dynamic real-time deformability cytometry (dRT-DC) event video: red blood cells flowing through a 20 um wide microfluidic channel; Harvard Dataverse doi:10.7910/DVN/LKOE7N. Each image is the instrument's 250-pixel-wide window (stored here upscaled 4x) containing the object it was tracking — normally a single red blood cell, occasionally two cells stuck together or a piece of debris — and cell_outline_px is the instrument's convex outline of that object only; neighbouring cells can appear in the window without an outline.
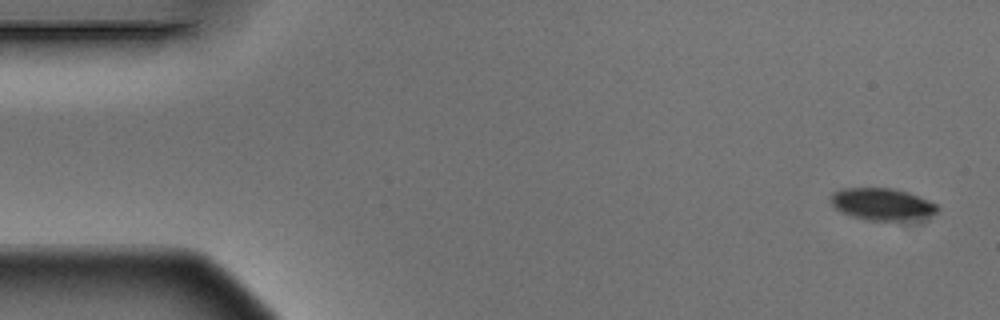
{"species": "Egyptian fruit bat (a non-hibernating species)", "species_latin": "Rousettus aegyptiacus", "temperature_condition": "warm", "stored_images_in_passage": 5, "camera_frame_rate_fps": 3000, "um_per_image_px": 0.085, "animal": {"sex": "male"}, "frame": {"image": 1, "passage_image": 1, "time_ms": 0.0, "image_size_px": [1000, 320], "cell_outline_px": [[940, 208], [936, 212], [928, 216], [896, 220], [872, 220], [852, 216], [836, 208], [832, 204], [832, 192], [840, 188], [892, 188], [908, 192], [928, 200], [936, 204]], "centroid_in_image_um": [74.97, 17.32], "position_along_channel_um": 10.0, "area_um2": 19.42}}
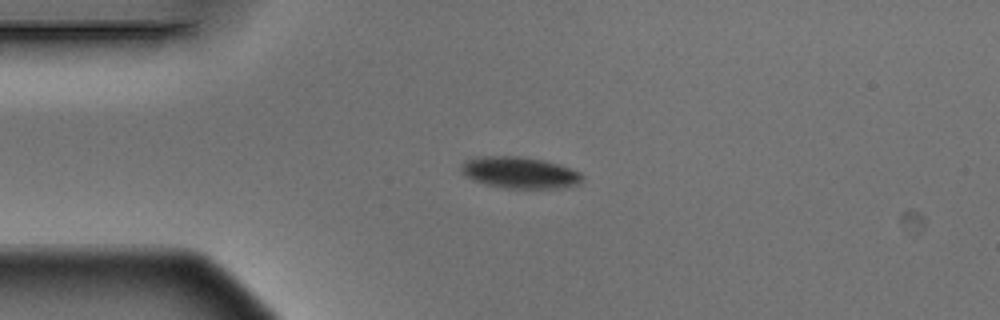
{"frame": {"image": 2, "passage_image": 4, "time_ms": 1.0, "image_size_px": [1000, 320], "cell_outline_px": [[584, 176], [580, 184], [560, 188], [504, 188], [484, 184], [472, 180], [464, 176], [460, 168], [460, 164], [468, 160], [484, 156], [520, 156], [544, 160], [560, 164], [580, 172]], "centroid_in_image_um": [44.19, 14.68], "position_along_channel_um": 40.8, "area_um2": 22.43}}
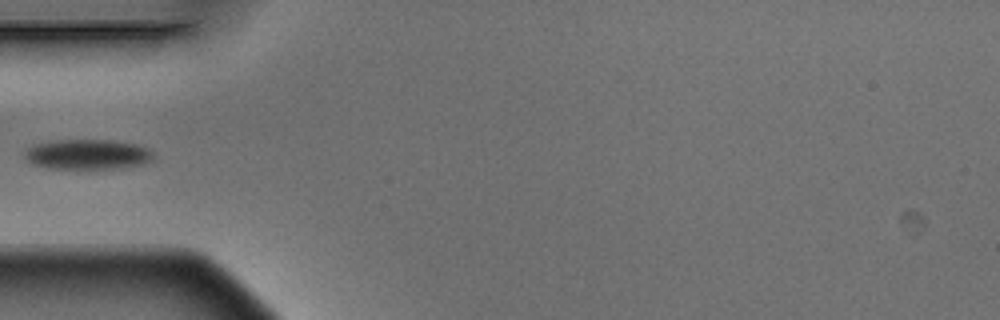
{"frame": {"image": 3, "passage_image": 5, "time_ms": 1.333, "image_size_px": [1000, 320], "cell_outline_px": [[156, 160], [144, 164], [124, 168], [88, 172], [48, 168], [32, 164], [24, 156], [24, 152], [28, 148], [36, 144], [56, 140], [108, 140], [136, 144], [148, 148], [156, 156]], "centroid_in_image_um": [7.5, 13.18], "position_along_channel_um": 77.5, "area_um2": 23.76}}